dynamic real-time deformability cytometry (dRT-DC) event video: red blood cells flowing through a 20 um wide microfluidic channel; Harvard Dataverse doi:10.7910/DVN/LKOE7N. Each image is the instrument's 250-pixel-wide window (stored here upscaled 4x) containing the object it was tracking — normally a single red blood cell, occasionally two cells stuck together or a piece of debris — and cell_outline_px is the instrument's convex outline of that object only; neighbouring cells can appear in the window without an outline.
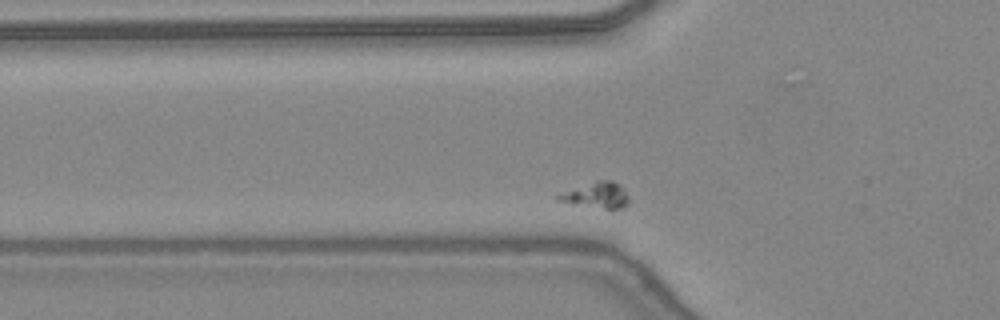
{"species": "common noctule bat (a hibernating species)", "species_latin": "Nyctalus noctula", "temperature_condition": "warm", "stored_images_in_passage": 30, "camera_frame_rate_fps": 3000, "um_per_image_px": 0.085, "animal": {"sex": "female", "body_mass_g": 24.6, "forearm_length_mm": 56.2}, "frame": {"image": 1, "passage_image": 4, "time_ms": 1.0, "image_size_px": [1000, 320], "cell_outline_px": [[628, 204], [624, 208], [604, 208], [556, 200], [552, 196], [596, 180], [612, 180], [628, 196]], "centroid_in_image_um": [50.67, 16.58], "position_along_channel_um": 75.1, "area_um2": 10.17}}